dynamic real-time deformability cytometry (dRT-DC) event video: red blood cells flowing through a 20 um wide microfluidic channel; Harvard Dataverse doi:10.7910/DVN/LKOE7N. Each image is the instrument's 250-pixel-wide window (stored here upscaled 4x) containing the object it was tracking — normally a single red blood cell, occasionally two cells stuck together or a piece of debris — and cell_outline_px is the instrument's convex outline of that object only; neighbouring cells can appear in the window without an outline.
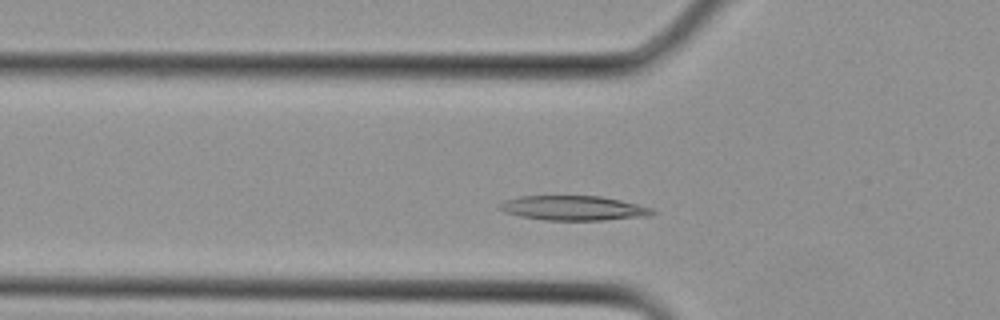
{"species": "Egyptian fruit bat (a non-hibernating species)", "species_latin": "Rousettus aegyptiacus", "temperature_condition": "cold", "stored_images_in_passage": 6, "camera_frame_rate_fps": 3000, "um_per_image_px": 0.085, "animal": {"sex": "female"}, "frame": {"image": 1, "passage_image": 5, "time_ms": 1.333, "image_size_px": [1000, 320], "cell_outline_px": [[656, 212], [652, 216], [604, 220], [544, 220], [520, 216], [504, 212], [500, 208], [500, 204], [504, 200], [520, 196], [600, 196], [620, 200], [652, 208]], "centroid_in_image_um": [48.77, 17.69], "position_along_channel_um": 77.0, "area_um2": 21.91}}